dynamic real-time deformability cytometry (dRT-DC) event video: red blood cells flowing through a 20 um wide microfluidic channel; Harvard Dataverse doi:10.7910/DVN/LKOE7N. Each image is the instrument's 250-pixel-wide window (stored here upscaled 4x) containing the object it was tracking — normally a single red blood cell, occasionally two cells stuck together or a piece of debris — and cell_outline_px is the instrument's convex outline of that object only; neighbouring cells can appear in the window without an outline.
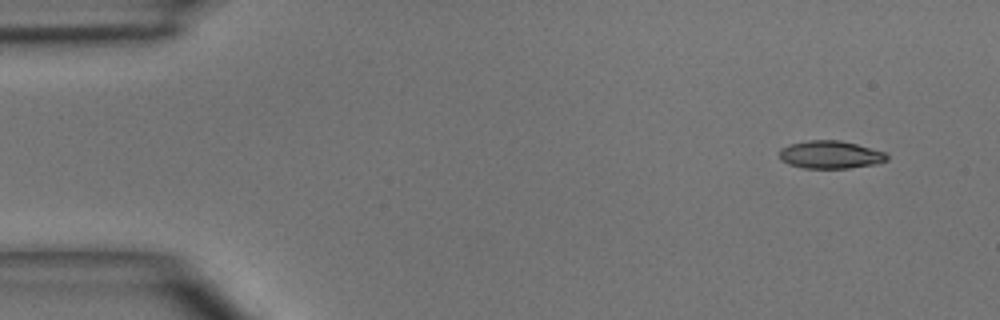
{"species": "common noctule bat (a hibernating species)", "species_latin": "Nyctalus noctula", "temperature_condition": "room temperature", "stored_images_in_passage": 4, "camera_frame_rate_fps": 3000, "um_per_image_px": 0.085, "animal": {"sex": "male", "body_mass_g": 15.6}, "frame": {"image": 1, "passage_image": 1, "time_ms": 0.0, "image_size_px": [1000, 320], "cell_outline_px": [[888, 160], [876, 164], [848, 168], [804, 168], [788, 164], [780, 160], [780, 148], [788, 144], [808, 140], [840, 140], [888, 152]], "centroid_in_image_um": [70.59, 13.14], "position_along_channel_um": 14.4, "area_um2": 17.63}}